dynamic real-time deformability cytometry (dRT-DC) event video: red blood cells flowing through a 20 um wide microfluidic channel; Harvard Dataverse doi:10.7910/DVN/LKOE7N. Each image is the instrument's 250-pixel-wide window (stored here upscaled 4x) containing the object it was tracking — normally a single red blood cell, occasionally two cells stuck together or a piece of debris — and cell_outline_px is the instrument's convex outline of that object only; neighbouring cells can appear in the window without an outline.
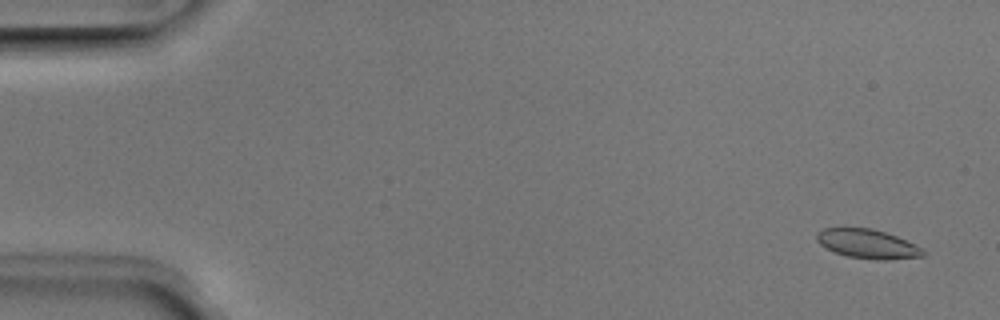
{"species": "Egyptian fruit bat (a non-hibernating species)", "species_latin": "Rousettus aegyptiacus", "temperature_condition": "room temperature", "stored_images_in_passage": 17, "camera_frame_rate_fps": 3000, "um_per_image_px": 0.085, "animal": {"sex": "male"}, "frame": {"image": 1, "passage_image": 3, "time_ms": 0.667, "image_size_px": [1000, 320], "cell_outline_px": [[924, 256], [888, 260], [876, 260], [848, 256], [836, 252], [820, 244], [816, 240], [816, 232], [824, 228], [872, 228], [896, 236], [924, 248]], "centroid_in_image_um": [73.76, 20.73], "position_along_channel_um": 11.2, "area_um2": 17.98}}